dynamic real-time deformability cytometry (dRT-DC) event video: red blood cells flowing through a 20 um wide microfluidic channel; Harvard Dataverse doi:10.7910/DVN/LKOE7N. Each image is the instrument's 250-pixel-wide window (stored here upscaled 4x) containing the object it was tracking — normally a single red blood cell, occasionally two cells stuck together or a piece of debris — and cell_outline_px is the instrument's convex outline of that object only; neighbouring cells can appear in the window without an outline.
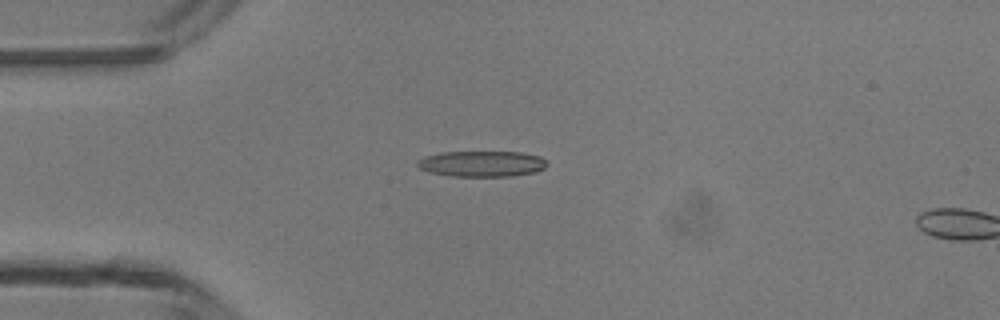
{"species": "common noctule bat (a hibernating species)", "species_latin": "Nyctalus noctula", "temperature_condition": "room temperature", "stored_images_in_passage": 5, "camera_frame_rate_fps": 3000, "um_per_image_px": 0.085, "animal": {"sex": "male", "body_mass_g": 13.3}, "frame": {"image": 1, "passage_image": 4, "time_ms": 3.333, "image_size_px": [1000, 320], "cell_outline_px": [[548, 164], [544, 168], [532, 172], [512, 176], [452, 176], [432, 172], [420, 168], [416, 164], [416, 160], [424, 156], [440, 152], [520, 152], [540, 156], [548, 160]], "centroid_in_image_um": [40.96, 13.91], "position_along_channel_um": 44.0, "area_um2": 19.48}}